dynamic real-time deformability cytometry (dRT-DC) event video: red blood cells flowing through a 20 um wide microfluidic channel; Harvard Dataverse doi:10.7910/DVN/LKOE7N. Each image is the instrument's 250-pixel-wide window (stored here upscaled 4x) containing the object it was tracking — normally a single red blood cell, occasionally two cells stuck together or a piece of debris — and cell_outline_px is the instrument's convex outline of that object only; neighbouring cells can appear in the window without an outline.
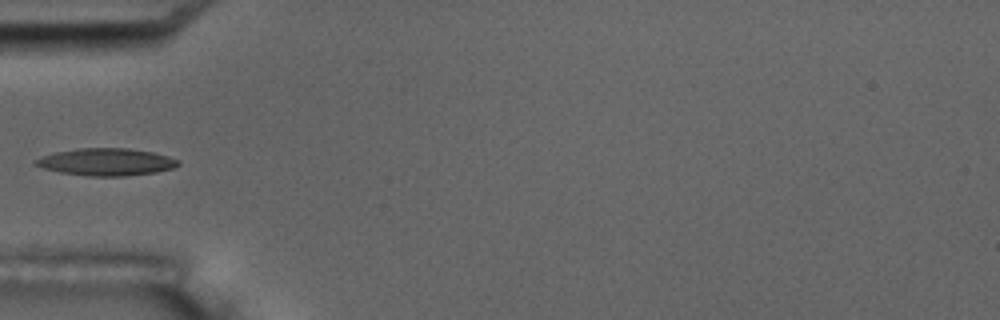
{"species": "common noctule bat (a hibernating species)", "species_latin": "Nyctalus noctula", "temperature_condition": "room temperature", "stored_images_in_passage": 6, "camera_frame_rate_fps": 3000, "um_per_image_px": 0.085, "animal": {"sex": "male", "body_mass_g": 17.5, "forearm_length_mm": 52.3}, "frame": {"image": 1, "passage_image": 6, "time_ms": 6.333, "image_size_px": [1000, 320], "cell_outline_px": [[180, 164], [176, 168], [156, 172], [124, 176], [88, 176], [60, 172], [44, 168], [32, 164], [32, 160], [56, 152], [80, 148], [128, 148], [152, 152], [168, 156], [180, 160]], "centroid_in_image_um": [9.06, 13.77], "position_along_channel_um": 75.9, "area_um2": 22.72}}